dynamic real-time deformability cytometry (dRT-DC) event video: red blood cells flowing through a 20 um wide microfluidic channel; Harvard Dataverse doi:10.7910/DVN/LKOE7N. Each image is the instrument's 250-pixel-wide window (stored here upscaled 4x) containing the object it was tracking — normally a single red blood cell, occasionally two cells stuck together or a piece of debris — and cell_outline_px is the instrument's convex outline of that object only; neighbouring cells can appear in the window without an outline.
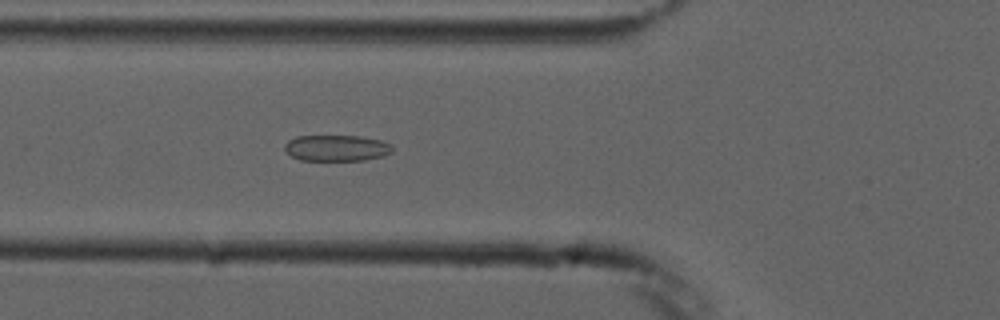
{"species": "common noctule bat (a hibernating species)", "species_latin": "Nyctalus noctula", "temperature_condition": "cold", "stored_images_in_passage": 5, "camera_frame_rate_fps": 3000, "um_per_image_px": 0.085, "animal": {"sex": "male", "forearm_length_mm": 52.5}, "frame": {"image": 1, "passage_image": 5, "time_ms": 5.333, "image_size_px": [1000, 320], "cell_outline_px": [[392, 152], [384, 156], [364, 160], [300, 160], [292, 156], [284, 148], [284, 144], [288, 140], [296, 136], [360, 136], [380, 140], [392, 144]], "centroid_in_image_um": [28.62, 12.58], "position_along_channel_um": 97.2, "area_um2": 16.42}}